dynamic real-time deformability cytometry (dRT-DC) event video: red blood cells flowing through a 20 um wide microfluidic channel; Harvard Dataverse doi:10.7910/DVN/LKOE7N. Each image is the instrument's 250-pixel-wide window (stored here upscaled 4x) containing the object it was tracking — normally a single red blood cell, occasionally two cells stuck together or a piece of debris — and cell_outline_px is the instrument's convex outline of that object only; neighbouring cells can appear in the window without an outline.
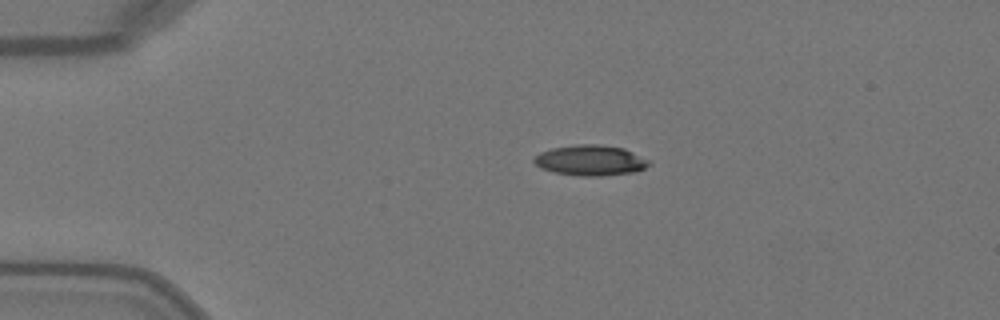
{"species": "Egyptian fruit bat (a non-hibernating species)", "species_latin": "Rousettus aegyptiacus", "temperature_condition": "warm", "stored_images_in_passage": 40, "camera_frame_rate_fps": 3000, "um_per_image_px": 0.085, "animal": {"sex": "female"}, "frame": {"image": 1, "passage_image": 1, "time_ms": 0.0, "image_size_px": [1000, 320], "cell_outline_px": [[652, 164], [636, 172], [600, 176], [576, 176], [556, 172], [540, 168], [532, 160], [532, 156], [540, 152], [552, 148], [576, 144], [600, 144], [624, 148], [652, 160]], "centroid_in_image_um": [50.21, 13.62], "position_along_channel_um": 34.8, "area_um2": 20.81}}
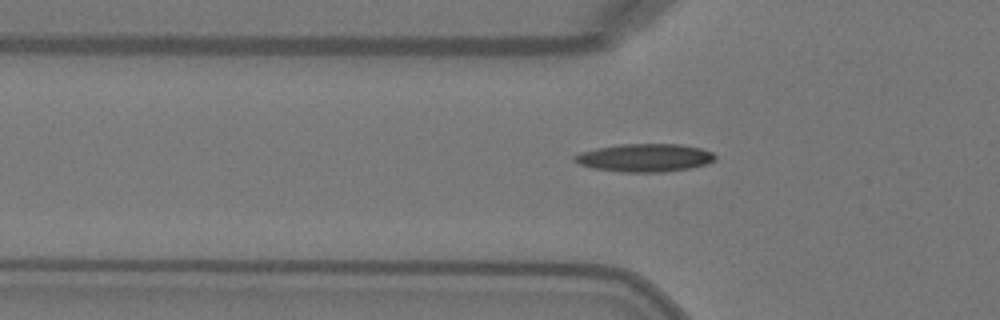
{"frame": {"image": 2, "passage_image": 7, "time_ms": 2.0, "image_size_px": [1000, 320], "cell_outline_px": [[716, 160], [704, 164], [688, 168], [664, 172], [624, 172], [592, 168], [580, 164], [572, 160], [572, 156], [580, 152], [596, 148], [620, 144], [680, 144], [700, 148], [712, 152], [716, 156]], "centroid_in_image_um": [54.77, 13.4], "position_along_channel_um": 71.0, "area_um2": 22.95}}
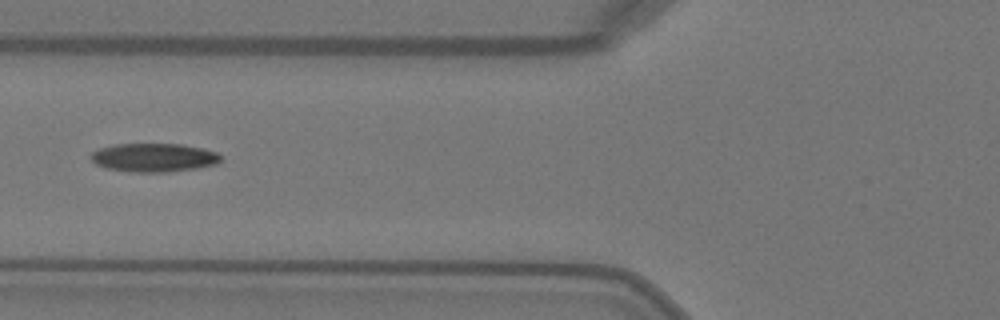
{"frame": {"image": 3, "passage_image": 10, "time_ms": 3.0, "image_size_px": [1000, 320], "cell_outline_px": [[220, 160], [216, 164], [196, 168], [164, 172], [128, 172], [104, 168], [96, 164], [88, 156], [92, 152], [100, 148], [112, 144], [184, 144], [204, 148], [216, 152], [220, 156]], "centroid_in_image_um": [13.03, 13.39], "position_along_channel_um": 112.8, "area_um2": 21.79}, "authors_computed_cell_mechanics": {"area_um2": 21.3282, "velocity_mm_per_s": 4.1167, "shape_relaxation_time_tau1_ms": 5.7521, "shape_relaxation_time_tau2_ms": 3.9794, "deformation_change_tau1": 0.19, "deformation_change_tau2": 0.1057}}